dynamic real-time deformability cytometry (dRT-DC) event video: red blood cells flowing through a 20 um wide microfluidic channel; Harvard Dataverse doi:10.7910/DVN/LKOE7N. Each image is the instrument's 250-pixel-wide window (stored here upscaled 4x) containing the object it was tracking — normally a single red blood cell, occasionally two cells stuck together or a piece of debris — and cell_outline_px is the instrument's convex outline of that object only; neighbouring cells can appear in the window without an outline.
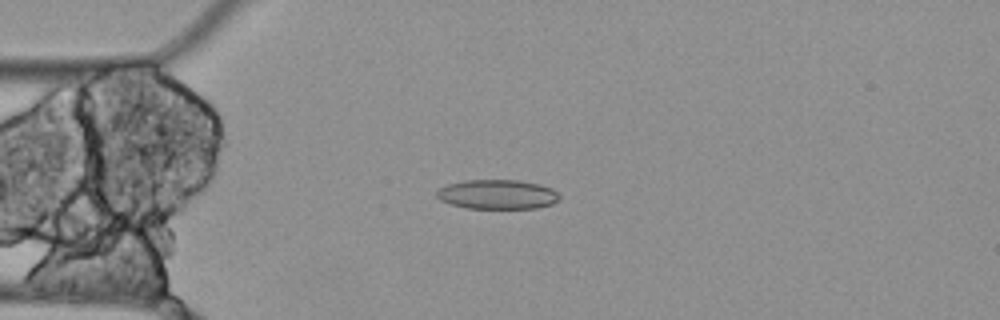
{"species": "Egyptian fruit bat (a non-hibernating species)", "species_latin": "Rousettus aegyptiacus", "temperature_condition": "cold", "stored_images_in_passage": 15, "camera_frame_rate_fps": 3000, "um_per_image_px": 0.085, "animal": {"sex": "female"}, "frame": {"image": 1, "passage_image": 4, "time_ms": 1.0, "image_size_px": [1000, 320], "cell_outline_px": [[560, 200], [552, 204], [536, 208], [468, 208], [452, 204], [440, 200], [436, 196], [436, 192], [440, 188], [448, 184], [464, 180], [520, 180], [540, 184], [552, 188], [560, 196]], "centroid_in_image_um": [42.3, 16.51], "position_along_channel_um": 42.7, "area_um2": 21.1}}
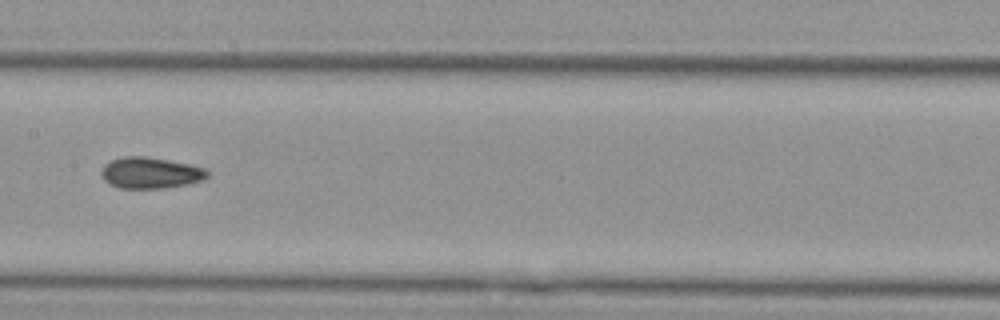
{"frame": {"image": 2, "passage_image": 8, "time_ms": 2.333, "image_size_px": [1000, 320], "cell_outline_px": [[212, 172], [204, 180], [164, 188], [120, 188], [104, 180], [100, 172], [104, 164], [112, 160], [124, 156], [148, 156], [208, 168]], "centroid_in_image_um": [12.83, 14.68], "position_along_channel_um": 194.6, "area_um2": 19.36}}
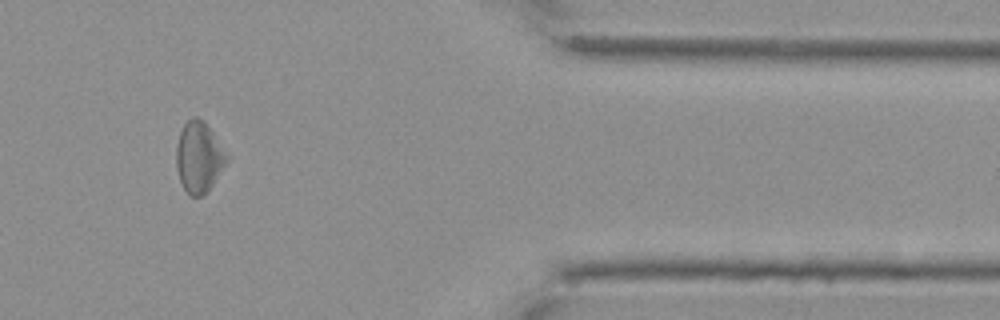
{"frame": {"image": 3, "passage_image": 13, "time_ms": 4.0, "image_size_px": [1000, 320], "cell_outline_px": [[232, 156], [212, 184], [200, 196], [192, 196], [184, 188], [180, 180], [176, 168], [176, 144], [180, 132], [184, 124], [192, 116], [196, 116], [204, 120]], "centroid_in_image_um": [16.94, 13.29], "position_along_channel_um": 394.5, "area_um2": 21.1}}